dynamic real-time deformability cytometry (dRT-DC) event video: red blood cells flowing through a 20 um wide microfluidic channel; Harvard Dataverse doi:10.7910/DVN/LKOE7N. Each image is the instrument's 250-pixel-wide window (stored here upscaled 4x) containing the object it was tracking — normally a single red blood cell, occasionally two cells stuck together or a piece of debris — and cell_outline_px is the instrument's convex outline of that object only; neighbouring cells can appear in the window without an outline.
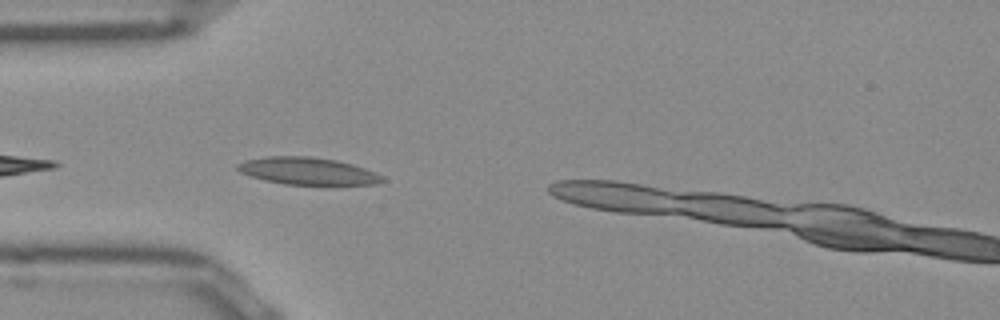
{"species": "Egyptian fruit bat (a non-hibernating species)", "species_latin": "Rousettus aegyptiacus", "temperature_condition": "room temperature", "stored_images_in_passage": 6, "camera_frame_rate_fps": 3000, "um_per_image_px": 0.085, "frame": {"image": 1, "passage_image": 2, "time_ms": 0.333, "image_size_px": [1000, 320], "cell_outline_px": [[384, 180], [376, 184], [284, 184], [264, 180], [240, 172], [236, 168], [236, 164], [244, 160], [264, 156], [312, 156], [336, 160], [352, 164], [364, 168], [380, 176]], "centroid_in_image_um": [26.06, 14.52], "position_along_channel_um": 58.9, "area_um2": 22.72}}
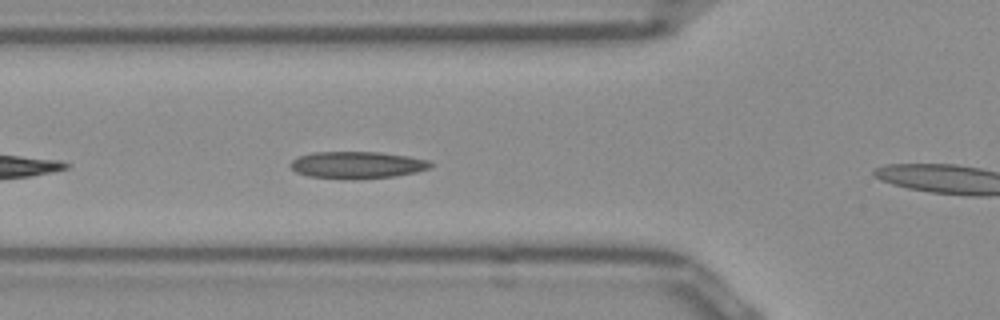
{"frame": {"image": 2, "passage_image": 5, "time_ms": 1.333, "image_size_px": [1000, 320], "cell_outline_px": [[432, 164], [428, 168], [416, 172], [396, 176], [356, 180], [344, 180], [308, 176], [296, 172], [288, 164], [292, 160], [300, 156], [312, 152], [380, 152], [408, 156], [428, 160]], "centroid_in_image_um": [30.32, 14.04], "position_along_channel_um": 95.5, "area_um2": 22.31}}